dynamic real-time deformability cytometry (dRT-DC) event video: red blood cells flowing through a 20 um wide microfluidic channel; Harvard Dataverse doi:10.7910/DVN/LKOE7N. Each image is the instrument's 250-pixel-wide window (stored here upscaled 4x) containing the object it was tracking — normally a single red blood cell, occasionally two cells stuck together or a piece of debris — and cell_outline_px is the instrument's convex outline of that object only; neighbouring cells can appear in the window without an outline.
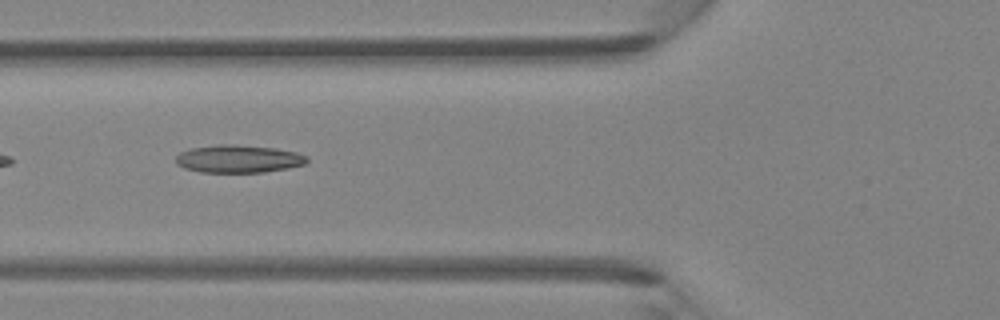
{"species": "Egyptian fruit bat (a non-hibernating species)", "species_latin": "Rousettus aegyptiacus", "temperature_condition": "room temperature", "stored_images_in_passage": 32, "camera_frame_rate_fps": 3000, "um_per_image_px": 0.085, "animal": {"sex": "female"}, "frame": {"image": 1, "passage_image": 4, "time_ms": 1.0, "image_size_px": [1000, 320], "cell_outline_px": [[308, 160], [304, 164], [288, 168], [264, 172], [200, 172], [184, 168], [176, 164], [176, 156], [180, 152], [192, 148], [220, 144], [228, 144], [276, 148], [296, 152], [308, 156]], "centroid_in_image_um": [20.27, 13.5], "position_along_channel_um": 105.5, "area_um2": 21.15}}
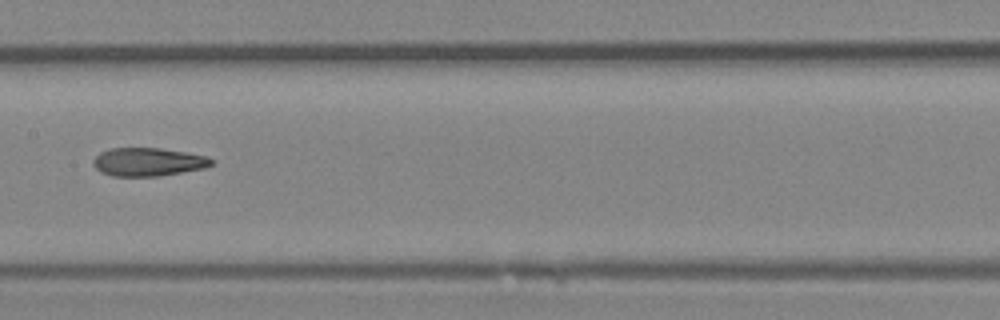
{"frame": {"image": 2, "passage_image": 10, "time_ms": 3.0, "image_size_px": [1000, 320], "cell_outline_px": [[212, 164], [204, 168], [160, 176], [112, 176], [100, 172], [92, 164], [92, 160], [100, 152], [108, 148], [160, 148], [208, 156], [212, 160]], "centroid_in_image_um": [12.55, 13.76], "position_along_channel_um": 194.9, "area_um2": 19.54}}
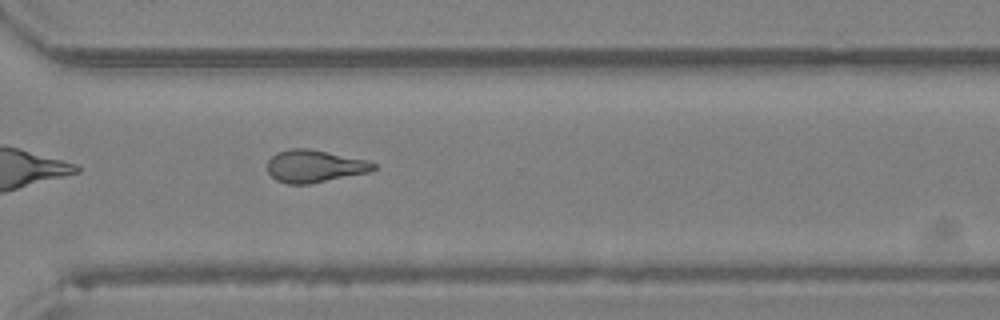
{"frame": {"image": 3, "passage_image": 20, "time_ms": 6.333, "image_size_px": [1000, 320], "cell_outline_px": [[376, 168], [372, 172], [308, 184], [288, 184], [276, 180], [268, 172], [268, 160], [276, 152], [288, 148], [308, 148], [364, 160], [376, 164]], "centroid_in_image_um": [26.71, 14.13], "position_along_channel_um": 343.9, "area_um2": 20.0}}